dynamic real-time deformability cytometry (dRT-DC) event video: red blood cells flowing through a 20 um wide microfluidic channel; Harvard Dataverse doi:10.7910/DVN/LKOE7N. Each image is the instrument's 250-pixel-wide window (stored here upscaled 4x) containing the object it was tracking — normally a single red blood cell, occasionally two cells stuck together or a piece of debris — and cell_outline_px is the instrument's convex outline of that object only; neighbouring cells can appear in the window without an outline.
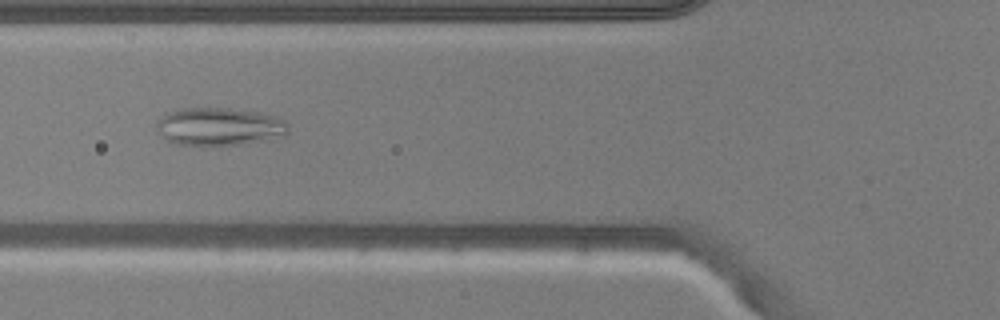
{"species": "common noctule bat (a hibernating species)", "species_latin": "Nyctalus noctula", "temperature_condition": "warm", "stored_images_in_passage": 50, "camera_frame_rate_fps": 3000, "um_per_image_px": 0.085, "animal": {"sex": "male", "body_mass_g": 20.5, "forearm_length_mm": 52.5}, "frame": {"image": 1, "passage_image": 18, "time_ms": 5.667, "image_size_px": [1000, 320], "cell_outline_px": [[288, 132], [284, 136], [272, 140], [240, 144], [176, 144], [168, 140], [156, 128], [156, 124], [164, 112], [180, 108], [232, 108], [260, 112], [276, 116], [284, 120], [288, 124]], "centroid_in_image_um": [18.69, 10.73], "position_along_channel_um": 107.1, "area_um2": 29.19}}
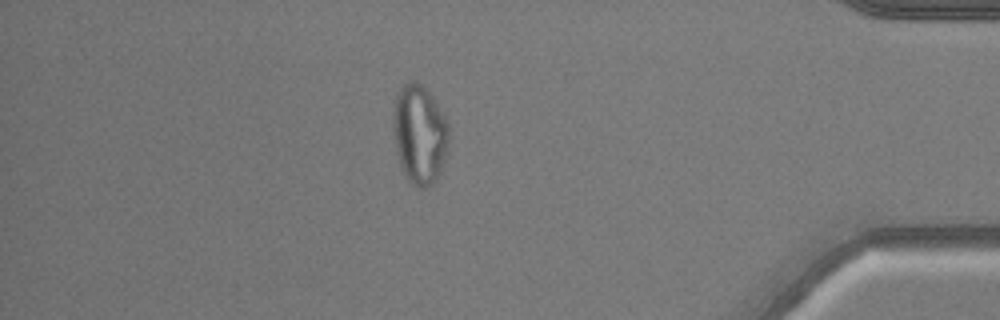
{"frame": {"image": 2, "passage_image": 43, "time_ms": 14.0, "image_size_px": [1000, 320], "cell_outline_px": [[448, 152], [440, 172], [436, 180], [432, 184], [424, 188], [416, 188], [408, 180], [400, 164], [396, 152], [392, 132], [392, 112], [396, 92], [404, 84], [412, 80], [420, 84], [432, 96], [448, 120]], "centroid_in_image_um": [35.64, 11.42], "position_along_channel_um": 399.6, "area_um2": 32.77}}
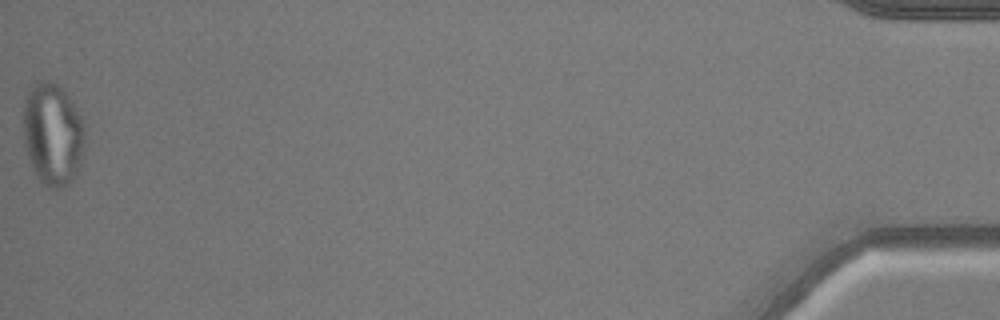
{"frame": {"image": 3, "passage_image": 50, "time_ms": 16.333, "image_size_px": [1000, 320], "cell_outline_px": [[84, 156], [72, 180], [68, 184], [60, 188], [52, 188], [44, 184], [36, 176], [28, 156], [24, 144], [24, 100], [28, 88], [36, 80], [48, 80], [56, 84], [72, 100], [84, 124]], "centroid_in_image_um": [4.48, 11.38], "position_along_channel_um": 430.7, "area_um2": 36.93}}